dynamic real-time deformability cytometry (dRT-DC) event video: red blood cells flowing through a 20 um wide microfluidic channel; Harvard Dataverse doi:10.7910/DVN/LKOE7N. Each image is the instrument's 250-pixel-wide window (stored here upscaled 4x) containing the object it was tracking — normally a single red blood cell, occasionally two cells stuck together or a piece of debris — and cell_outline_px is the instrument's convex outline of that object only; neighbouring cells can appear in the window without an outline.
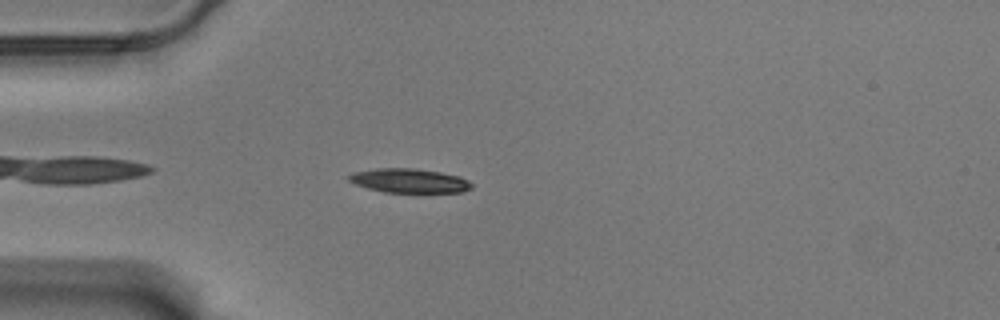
{"species": "Egyptian fruit bat (a non-hibernating species)", "species_latin": "Rousettus aegyptiacus", "temperature_condition": "warm", "stored_images_in_passage": 45, "camera_frame_rate_fps": 3000, "um_per_image_px": 0.085, "animal": {"sex": "male"}, "frame": {"image": 1, "passage_image": 4, "time_ms": 1.0, "image_size_px": [1000, 320], "cell_outline_px": [[472, 188], [460, 192], [384, 192], [368, 188], [356, 184], [348, 180], [348, 176], [352, 172], [376, 168], [412, 168], [440, 172], [460, 176], [468, 180], [472, 184]], "centroid_in_image_um": [34.78, 15.35], "position_along_channel_um": 50.2, "area_um2": 17.22}}
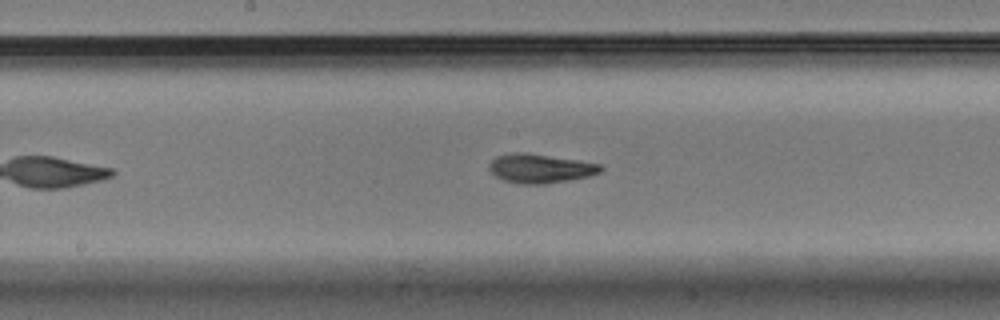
{"frame": {"image": 2, "passage_image": 18, "time_ms": 5.667, "image_size_px": [1000, 320], "cell_outline_px": [[604, 168], [600, 172], [588, 176], [568, 180], [544, 184], [520, 184], [504, 180], [496, 176], [488, 168], [488, 164], [496, 156], [512, 152], [524, 152], [580, 160], [600, 164]], "centroid_in_image_um": [45.9, 14.31], "position_along_channel_um": 202.3, "area_um2": 18.9}}
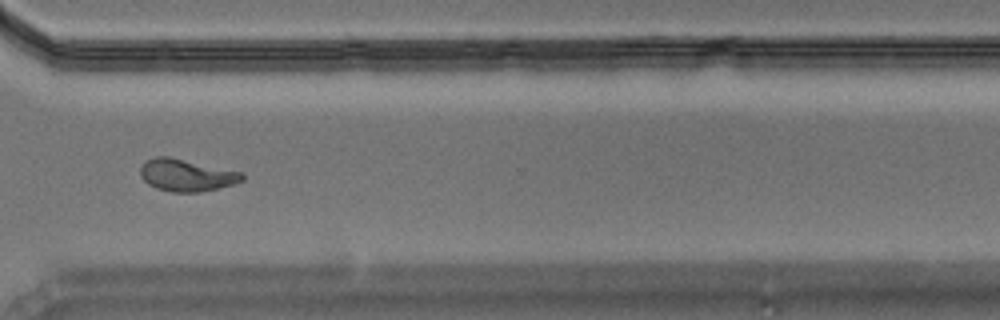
{"frame": {"image": 3, "passage_image": 31, "time_ms": 10.0, "image_size_px": [1000, 320], "cell_outline_px": [[244, 180], [232, 184], [200, 192], [172, 192], [156, 188], [148, 184], [140, 176], [140, 168], [144, 160], [156, 156], [168, 156], [240, 172], [244, 176]], "centroid_in_image_um": [15.78, 14.88], "position_along_channel_um": 354.8, "area_um2": 18.9}, "authors_computed_cell_mechanics": {"area_um2": 18.3226, "velocity_mm_per_s": 3.5235, "shape_relaxation_time_tau1_ms": 7.6869, "shape_relaxation_time_tau2_ms": 2.5298, "deformation_change_tau1": 0.2159, "deformation_change_tau2": 0.0979}}